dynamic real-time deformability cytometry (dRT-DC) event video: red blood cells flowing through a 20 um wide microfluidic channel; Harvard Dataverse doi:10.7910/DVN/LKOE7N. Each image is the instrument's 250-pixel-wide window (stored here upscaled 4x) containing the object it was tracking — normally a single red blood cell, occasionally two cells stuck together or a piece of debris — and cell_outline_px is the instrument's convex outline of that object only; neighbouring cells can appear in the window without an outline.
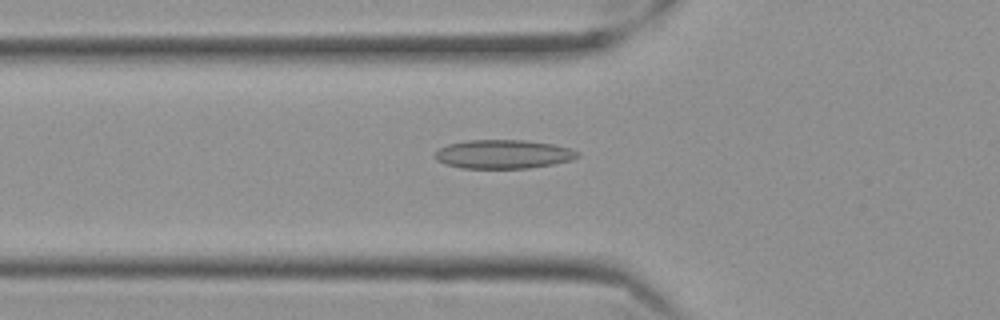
{"species": "Egyptian fruit bat (a non-hibernating species)", "species_latin": "Rousettus aegyptiacus", "temperature_condition": "cold", "stored_images_in_passage": 56, "camera_frame_rate_fps": 3000, "um_per_image_px": 0.085, "frame": {"image": 1, "passage_image": 19, "time_ms": 6.0, "image_size_px": [1000, 320], "cell_outline_px": [[580, 156], [572, 160], [552, 164], [528, 168], [460, 168], [444, 164], [436, 160], [432, 156], [440, 148], [448, 144], [468, 140], [524, 140], [552, 144], [568, 148], [580, 152]], "centroid_in_image_um": [42.75, 13.11], "position_along_channel_um": 83.0, "area_um2": 23.99}}
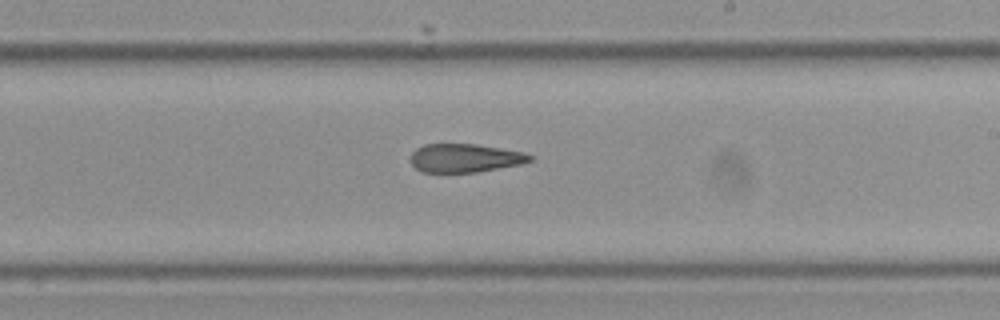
{"frame": {"image": 2, "passage_image": 33, "time_ms": 10.667, "image_size_px": [1000, 320], "cell_outline_px": [[532, 160], [520, 164], [476, 172], [420, 172], [408, 160], [412, 152], [416, 148], [424, 144], [476, 144], [524, 152], [532, 156]], "centroid_in_image_um": [39.46, 13.43], "position_along_channel_um": 249.5, "area_um2": 19.83}}
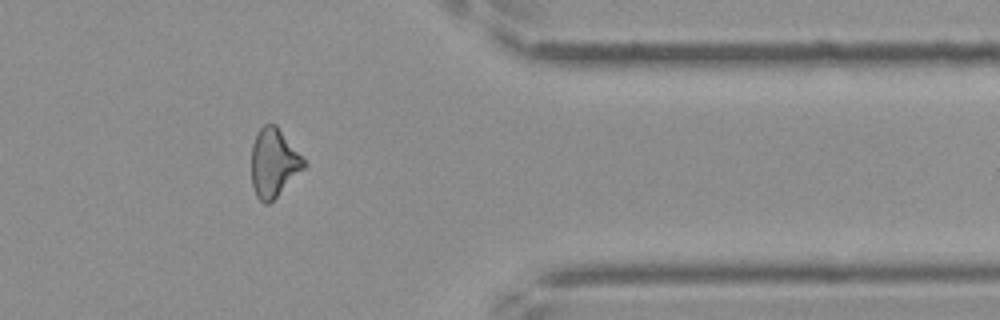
{"frame": {"image": 3, "passage_image": 46, "time_ms": 15.0, "image_size_px": [1000, 320], "cell_outline_px": [[308, 164], [268, 204], [264, 204], [256, 196], [252, 184], [252, 144], [256, 132], [264, 124], [276, 124]], "centroid_in_image_um": [23.25, 13.81], "position_along_channel_um": 388.1, "area_um2": 20.69}, "authors_computed_cell_mechanics": {"area_um2": 21.7906, "velocity_mm_per_s": 3.5412, "shape_relaxation_time_tau1_ms": null, "shape_relaxation_time_tau2_ms": 5.2188, "deformation_change_tau1": null, "deformation_change_tau2": 0.1444}}